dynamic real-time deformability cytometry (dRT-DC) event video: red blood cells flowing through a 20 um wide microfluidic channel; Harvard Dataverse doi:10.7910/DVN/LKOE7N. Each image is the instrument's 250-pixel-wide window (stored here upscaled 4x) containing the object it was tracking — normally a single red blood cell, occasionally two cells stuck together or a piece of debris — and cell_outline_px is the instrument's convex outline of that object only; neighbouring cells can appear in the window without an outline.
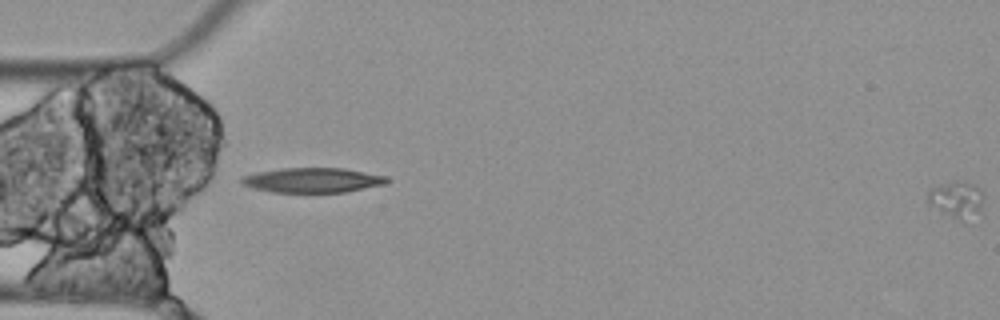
{"species": "Egyptian fruit bat (a non-hibernating species)", "species_latin": "Rousettus aegyptiacus", "temperature_condition": "cold", "stored_images_in_passage": 5, "segment_of_instrument_passage": [2, 2], "camera_frame_rate_fps": 3000, "um_per_image_px": 0.085, "animal": {"sex": "female"}, "frame": {"image": 1, "passage_image": 5, "time_ms": 1.333, "image_size_px": [1000, 320], "cell_outline_px": [[984, 196], [980, 208], [960, 220], [928, 208], [928, 192], [932, 188], [956, 180], [972, 184], [984, 192]], "centroid_in_image_um": [81.23, 16.93], "position_along_channel_um": 3.8, "area_um2": 11.5}}